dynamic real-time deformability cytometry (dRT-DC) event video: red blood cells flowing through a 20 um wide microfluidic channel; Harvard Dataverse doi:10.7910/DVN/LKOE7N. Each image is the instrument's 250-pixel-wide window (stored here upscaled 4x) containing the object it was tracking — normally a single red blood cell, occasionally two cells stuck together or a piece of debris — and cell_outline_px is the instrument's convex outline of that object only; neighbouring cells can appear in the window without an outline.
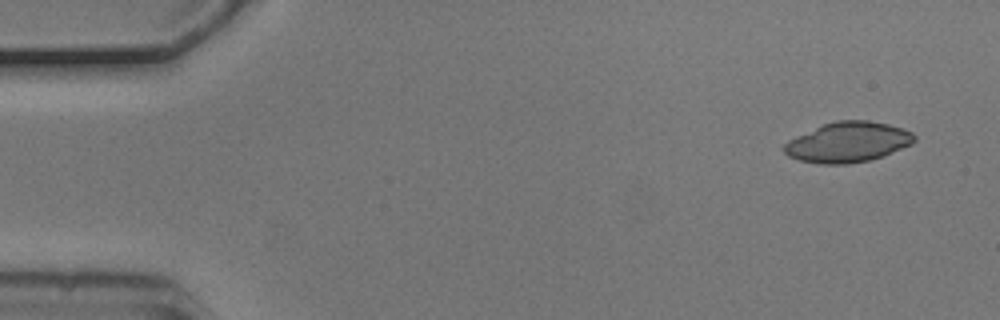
{"species": "common noctule bat (a hibernating species)", "species_latin": "Nyctalus noctula", "temperature_condition": "cold", "stored_images_in_passage": 3, "camera_frame_rate_fps": 3000, "um_per_image_px": 0.085, "animal": {"sex": "male", "body_mass_g": 20.5, "forearm_length_mm": 52.5}, "frame": {"image": 1, "passage_image": 1, "time_ms": 0.0, "image_size_px": [1000, 320], "cell_outline_px": [[916, 140], [912, 144], [880, 156], [868, 160], [848, 164], [820, 164], [800, 160], [788, 156], [784, 152], [784, 144], [788, 140], [796, 136], [824, 124], [836, 120], [868, 120], [888, 124], [904, 128], [912, 132], [916, 136]], "centroid_in_image_um": [72.08, 12.07], "position_along_channel_um": 12.9, "area_um2": 30.35}}